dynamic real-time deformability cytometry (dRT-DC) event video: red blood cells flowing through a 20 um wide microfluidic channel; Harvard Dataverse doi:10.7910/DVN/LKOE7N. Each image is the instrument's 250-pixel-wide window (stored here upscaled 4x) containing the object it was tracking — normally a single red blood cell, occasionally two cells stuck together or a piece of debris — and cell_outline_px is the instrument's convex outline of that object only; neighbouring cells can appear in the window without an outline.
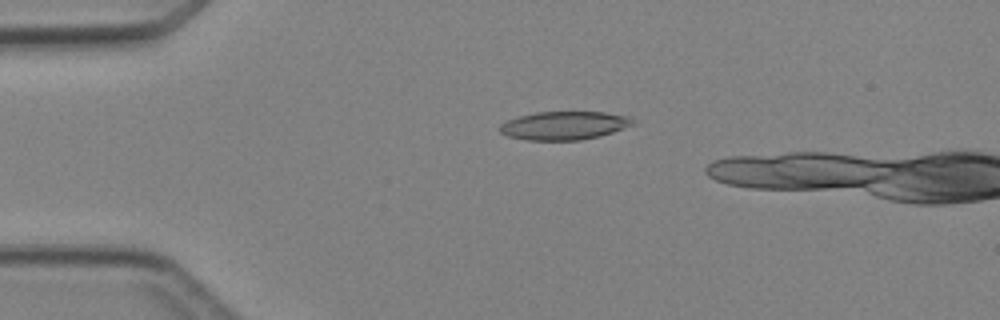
{"species": "Egyptian fruit bat (a non-hibernating species)", "species_latin": "Rousettus aegyptiacus", "temperature_condition": "cold", "stored_images_in_passage": 5, "camera_frame_rate_fps": 3000, "um_per_image_px": 0.085, "animal": {"sex": "female"}, "frame": {"image": 1, "passage_image": 4, "time_ms": 3.333, "image_size_px": [1000, 320], "cell_outline_px": [[636, 124], [600, 136], [580, 140], [528, 140], [508, 136], [500, 132], [500, 124], [508, 120], [520, 116], [536, 112], [604, 112], [632, 116]], "centroid_in_image_um": [48.01, 10.66], "position_along_channel_um": 37.0, "area_um2": 22.02}}